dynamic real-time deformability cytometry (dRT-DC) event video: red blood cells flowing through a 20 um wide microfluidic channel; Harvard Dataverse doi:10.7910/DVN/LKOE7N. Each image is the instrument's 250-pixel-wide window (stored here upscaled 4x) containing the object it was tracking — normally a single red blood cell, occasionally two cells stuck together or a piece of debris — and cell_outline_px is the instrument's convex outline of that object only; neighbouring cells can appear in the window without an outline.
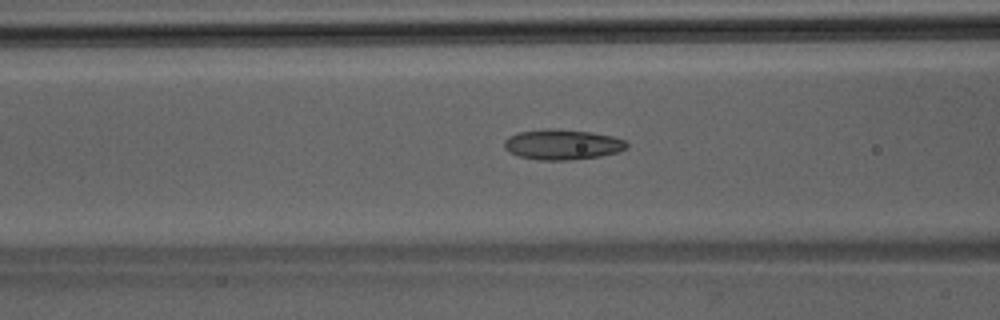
{"species": "Egyptian fruit bat (a non-hibernating species)", "species_latin": "Rousettus aegyptiacus", "temperature_condition": "room temperature", "stored_images_in_passage": 42, "camera_frame_rate_fps": 3000, "um_per_image_px": 0.085, "animal": {"sex": "male"}, "frame": {"image": 1, "passage_image": 19, "time_ms": 6.0, "image_size_px": [1000, 320], "cell_outline_px": [[628, 148], [620, 152], [600, 156], [572, 160], [536, 160], [520, 156], [508, 152], [504, 148], [504, 140], [508, 136], [516, 132], [548, 128], [556, 128], [592, 132], [612, 136], [624, 140], [628, 144]], "centroid_in_image_um": [47.79, 12.28], "position_along_channel_um": 118.8, "area_um2": 22.02}}